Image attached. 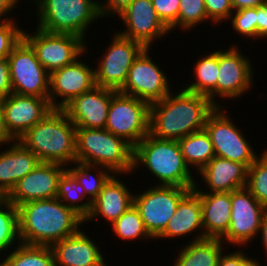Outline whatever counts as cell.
<instances>
[{
    "label": "cell",
    "instance_id": "60d3db41",
    "mask_svg": "<svg viewBox=\"0 0 267 266\" xmlns=\"http://www.w3.org/2000/svg\"><path fill=\"white\" fill-rule=\"evenodd\" d=\"M233 248L232 252L230 250L222 252L217 266H246L253 259V257H249V252L246 253L243 247H241L242 250L240 247L238 249L235 248V251Z\"/></svg>",
    "mask_w": 267,
    "mask_h": 266
},
{
    "label": "cell",
    "instance_id": "4316f807",
    "mask_svg": "<svg viewBox=\"0 0 267 266\" xmlns=\"http://www.w3.org/2000/svg\"><path fill=\"white\" fill-rule=\"evenodd\" d=\"M195 59L194 67L192 68V79L188 83L182 85V88L188 92L202 94L207 96L216 107H225L223 102L217 99V78L219 70V49H212L198 56ZM191 82V83H190ZM190 83V84H189ZM221 103V104H220Z\"/></svg>",
    "mask_w": 267,
    "mask_h": 266
},
{
    "label": "cell",
    "instance_id": "7a4b0ae2",
    "mask_svg": "<svg viewBox=\"0 0 267 266\" xmlns=\"http://www.w3.org/2000/svg\"><path fill=\"white\" fill-rule=\"evenodd\" d=\"M23 244L51 246L83 228L84 219L58 198L34 200L17 207Z\"/></svg>",
    "mask_w": 267,
    "mask_h": 266
},
{
    "label": "cell",
    "instance_id": "5bb4252c",
    "mask_svg": "<svg viewBox=\"0 0 267 266\" xmlns=\"http://www.w3.org/2000/svg\"><path fill=\"white\" fill-rule=\"evenodd\" d=\"M232 44V45H231ZM230 43L219 50V70L217 78V98L224 100L241 99L255 86L254 68L251 57L241 51L242 45ZM223 49V50H222ZM253 85V86H252Z\"/></svg>",
    "mask_w": 267,
    "mask_h": 266
},
{
    "label": "cell",
    "instance_id": "83f0119b",
    "mask_svg": "<svg viewBox=\"0 0 267 266\" xmlns=\"http://www.w3.org/2000/svg\"><path fill=\"white\" fill-rule=\"evenodd\" d=\"M226 246V247H225ZM227 245L219 238H205L187 242L179 247L173 266H217ZM169 264V266H171Z\"/></svg>",
    "mask_w": 267,
    "mask_h": 266
},
{
    "label": "cell",
    "instance_id": "b9f144b4",
    "mask_svg": "<svg viewBox=\"0 0 267 266\" xmlns=\"http://www.w3.org/2000/svg\"><path fill=\"white\" fill-rule=\"evenodd\" d=\"M133 0H99L101 18L107 20L118 16ZM115 15V16H114Z\"/></svg>",
    "mask_w": 267,
    "mask_h": 266
},
{
    "label": "cell",
    "instance_id": "d6986e66",
    "mask_svg": "<svg viewBox=\"0 0 267 266\" xmlns=\"http://www.w3.org/2000/svg\"><path fill=\"white\" fill-rule=\"evenodd\" d=\"M5 125L11 136L18 140L53 110L49 98L9 94L2 99Z\"/></svg>",
    "mask_w": 267,
    "mask_h": 266
},
{
    "label": "cell",
    "instance_id": "4dcf8cb0",
    "mask_svg": "<svg viewBox=\"0 0 267 266\" xmlns=\"http://www.w3.org/2000/svg\"><path fill=\"white\" fill-rule=\"evenodd\" d=\"M67 171L83 187L85 194L93 201L102 190L103 185L113 173L102 166L76 162L67 166Z\"/></svg>",
    "mask_w": 267,
    "mask_h": 266
},
{
    "label": "cell",
    "instance_id": "d590c367",
    "mask_svg": "<svg viewBox=\"0 0 267 266\" xmlns=\"http://www.w3.org/2000/svg\"><path fill=\"white\" fill-rule=\"evenodd\" d=\"M179 4L176 32L177 29L181 33L184 31L190 32L196 30L197 26L210 21L207 16L204 0H180Z\"/></svg>",
    "mask_w": 267,
    "mask_h": 266
},
{
    "label": "cell",
    "instance_id": "f6af8a7d",
    "mask_svg": "<svg viewBox=\"0 0 267 266\" xmlns=\"http://www.w3.org/2000/svg\"><path fill=\"white\" fill-rule=\"evenodd\" d=\"M21 1L23 2V0ZM19 4L21 5L20 0H0V23L17 20L18 16L14 17V15L12 16V14H16V12H14L16 10L21 11V7H19Z\"/></svg>",
    "mask_w": 267,
    "mask_h": 266
},
{
    "label": "cell",
    "instance_id": "2e32d148",
    "mask_svg": "<svg viewBox=\"0 0 267 266\" xmlns=\"http://www.w3.org/2000/svg\"><path fill=\"white\" fill-rule=\"evenodd\" d=\"M88 49L86 47V51L73 63L50 74L48 98L53 109H63L75 97L96 86L94 64L85 62L87 55L91 54Z\"/></svg>",
    "mask_w": 267,
    "mask_h": 266
},
{
    "label": "cell",
    "instance_id": "9c48e42d",
    "mask_svg": "<svg viewBox=\"0 0 267 266\" xmlns=\"http://www.w3.org/2000/svg\"><path fill=\"white\" fill-rule=\"evenodd\" d=\"M23 38L32 46L49 75L73 63L90 46L79 36L51 33L37 26L32 32L24 28Z\"/></svg>",
    "mask_w": 267,
    "mask_h": 266
},
{
    "label": "cell",
    "instance_id": "d6a6232c",
    "mask_svg": "<svg viewBox=\"0 0 267 266\" xmlns=\"http://www.w3.org/2000/svg\"><path fill=\"white\" fill-rule=\"evenodd\" d=\"M109 226L111 227L110 232H113V235L124 241L125 244L127 241L128 243L138 242V240L145 242L148 239L155 241L145 229L139 211L134 205Z\"/></svg>",
    "mask_w": 267,
    "mask_h": 266
},
{
    "label": "cell",
    "instance_id": "c3c4849f",
    "mask_svg": "<svg viewBox=\"0 0 267 266\" xmlns=\"http://www.w3.org/2000/svg\"><path fill=\"white\" fill-rule=\"evenodd\" d=\"M258 239H260L261 241L260 242L262 244L261 248L264 249L263 253L266 255L265 257L267 258V212L263 216L257 240Z\"/></svg>",
    "mask_w": 267,
    "mask_h": 266
},
{
    "label": "cell",
    "instance_id": "f546056e",
    "mask_svg": "<svg viewBox=\"0 0 267 266\" xmlns=\"http://www.w3.org/2000/svg\"><path fill=\"white\" fill-rule=\"evenodd\" d=\"M12 250L2 257L0 266H55L50 246L20 243Z\"/></svg>",
    "mask_w": 267,
    "mask_h": 266
},
{
    "label": "cell",
    "instance_id": "7402d4cb",
    "mask_svg": "<svg viewBox=\"0 0 267 266\" xmlns=\"http://www.w3.org/2000/svg\"><path fill=\"white\" fill-rule=\"evenodd\" d=\"M247 173L248 168L244 164L215 156L197 173L196 179L201 177V184L196 180L192 190L195 193H222L245 188ZM202 182L207 189L204 186L202 189Z\"/></svg>",
    "mask_w": 267,
    "mask_h": 266
},
{
    "label": "cell",
    "instance_id": "ba28073f",
    "mask_svg": "<svg viewBox=\"0 0 267 266\" xmlns=\"http://www.w3.org/2000/svg\"><path fill=\"white\" fill-rule=\"evenodd\" d=\"M134 193L133 205L139 211L145 229L155 240L175 214L180 200L193 188L152 185Z\"/></svg>",
    "mask_w": 267,
    "mask_h": 266
},
{
    "label": "cell",
    "instance_id": "4fadbf2b",
    "mask_svg": "<svg viewBox=\"0 0 267 266\" xmlns=\"http://www.w3.org/2000/svg\"><path fill=\"white\" fill-rule=\"evenodd\" d=\"M7 59L13 93L48 98L50 75L24 38L13 48Z\"/></svg>",
    "mask_w": 267,
    "mask_h": 266
},
{
    "label": "cell",
    "instance_id": "6da1fadb",
    "mask_svg": "<svg viewBox=\"0 0 267 266\" xmlns=\"http://www.w3.org/2000/svg\"><path fill=\"white\" fill-rule=\"evenodd\" d=\"M173 89L150 106L149 134L159 139L180 140L204 130L208 115L216 108L202 94Z\"/></svg>",
    "mask_w": 267,
    "mask_h": 266
},
{
    "label": "cell",
    "instance_id": "277c9868",
    "mask_svg": "<svg viewBox=\"0 0 267 266\" xmlns=\"http://www.w3.org/2000/svg\"><path fill=\"white\" fill-rule=\"evenodd\" d=\"M18 141L41 162L76 163V126L63 109H53Z\"/></svg>",
    "mask_w": 267,
    "mask_h": 266
},
{
    "label": "cell",
    "instance_id": "74e56055",
    "mask_svg": "<svg viewBox=\"0 0 267 266\" xmlns=\"http://www.w3.org/2000/svg\"><path fill=\"white\" fill-rule=\"evenodd\" d=\"M19 25V19L0 23V59L7 58L23 38L24 28Z\"/></svg>",
    "mask_w": 267,
    "mask_h": 266
},
{
    "label": "cell",
    "instance_id": "30bf717a",
    "mask_svg": "<svg viewBox=\"0 0 267 266\" xmlns=\"http://www.w3.org/2000/svg\"><path fill=\"white\" fill-rule=\"evenodd\" d=\"M116 31L94 65V73L96 86L119 91L127 80L133 61L145 47Z\"/></svg>",
    "mask_w": 267,
    "mask_h": 266
},
{
    "label": "cell",
    "instance_id": "7c38bea8",
    "mask_svg": "<svg viewBox=\"0 0 267 266\" xmlns=\"http://www.w3.org/2000/svg\"><path fill=\"white\" fill-rule=\"evenodd\" d=\"M151 51V52H150ZM152 48H144L129 69L127 80L120 93L133 96L148 104L162 100L173 89L168 73L164 72L152 54Z\"/></svg>",
    "mask_w": 267,
    "mask_h": 266
},
{
    "label": "cell",
    "instance_id": "44dd1931",
    "mask_svg": "<svg viewBox=\"0 0 267 266\" xmlns=\"http://www.w3.org/2000/svg\"><path fill=\"white\" fill-rule=\"evenodd\" d=\"M128 176L129 174H124V176L123 174H113L108 179L99 195L93 200L90 213L84 220V224L94 223L95 219L97 221L101 218L104 219V223L107 222V226L110 228L109 225L133 205L134 193L129 190L128 184L120 179L122 177L125 180L129 179Z\"/></svg>",
    "mask_w": 267,
    "mask_h": 266
},
{
    "label": "cell",
    "instance_id": "5b68a950",
    "mask_svg": "<svg viewBox=\"0 0 267 266\" xmlns=\"http://www.w3.org/2000/svg\"><path fill=\"white\" fill-rule=\"evenodd\" d=\"M37 27L61 34L79 36L88 41L87 31L102 21L99 0H32ZM29 2V0L27 1ZM97 21V22H96Z\"/></svg>",
    "mask_w": 267,
    "mask_h": 266
},
{
    "label": "cell",
    "instance_id": "e0dca14e",
    "mask_svg": "<svg viewBox=\"0 0 267 266\" xmlns=\"http://www.w3.org/2000/svg\"><path fill=\"white\" fill-rule=\"evenodd\" d=\"M117 17L123 23V29L117 32L145 48L153 47L155 41L160 42L171 33L157 16L151 0H133Z\"/></svg>",
    "mask_w": 267,
    "mask_h": 266
},
{
    "label": "cell",
    "instance_id": "7dc6e473",
    "mask_svg": "<svg viewBox=\"0 0 267 266\" xmlns=\"http://www.w3.org/2000/svg\"><path fill=\"white\" fill-rule=\"evenodd\" d=\"M234 11L245 8L259 7L267 3V0H231Z\"/></svg>",
    "mask_w": 267,
    "mask_h": 266
},
{
    "label": "cell",
    "instance_id": "d4e9b609",
    "mask_svg": "<svg viewBox=\"0 0 267 266\" xmlns=\"http://www.w3.org/2000/svg\"><path fill=\"white\" fill-rule=\"evenodd\" d=\"M0 149V188L9 194L17 182L41 161L18 140L0 146Z\"/></svg>",
    "mask_w": 267,
    "mask_h": 266
},
{
    "label": "cell",
    "instance_id": "603a6c76",
    "mask_svg": "<svg viewBox=\"0 0 267 266\" xmlns=\"http://www.w3.org/2000/svg\"><path fill=\"white\" fill-rule=\"evenodd\" d=\"M82 229L50 246L55 266H109L101 246Z\"/></svg>",
    "mask_w": 267,
    "mask_h": 266
},
{
    "label": "cell",
    "instance_id": "836d02e7",
    "mask_svg": "<svg viewBox=\"0 0 267 266\" xmlns=\"http://www.w3.org/2000/svg\"><path fill=\"white\" fill-rule=\"evenodd\" d=\"M20 243L18 209L8 201L0 208V260Z\"/></svg>",
    "mask_w": 267,
    "mask_h": 266
},
{
    "label": "cell",
    "instance_id": "ab89813d",
    "mask_svg": "<svg viewBox=\"0 0 267 266\" xmlns=\"http://www.w3.org/2000/svg\"><path fill=\"white\" fill-rule=\"evenodd\" d=\"M157 16L171 33L176 30L180 0H151Z\"/></svg>",
    "mask_w": 267,
    "mask_h": 266
},
{
    "label": "cell",
    "instance_id": "8d00e7d4",
    "mask_svg": "<svg viewBox=\"0 0 267 266\" xmlns=\"http://www.w3.org/2000/svg\"><path fill=\"white\" fill-rule=\"evenodd\" d=\"M230 28L239 37L246 40H256V7L234 11L229 20ZM232 25V26H231ZM241 35V36H240ZM249 38V39H247Z\"/></svg>",
    "mask_w": 267,
    "mask_h": 266
},
{
    "label": "cell",
    "instance_id": "f1b7e54d",
    "mask_svg": "<svg viewBox=\"0 0 267 266\" xmlns=\"http://www.w3.org/2000/svg\"><path fill=\"white\" fill-rule=\"evenodd\" d=\"M178 143L186 164L195 174L215 157L211 138L205 129L183 137Z\"/></svg>",
    "mask_w": 267,
    "mask_h": 266
},
{
    "label": "cell",
    "instance_id": "8992f818",
    "mask_svg": "<svg viewBox=\"0 0 267 266\" xmlns=\"http://www.w3.org/2000/svg\"><path fill=\"white\" fill-rule=\"evenodd\" d=\"M76 162L133 175L134 147L106 129L76 127Z\"/></svg>",
    "mask_w": 267,
    "mask_h": 266
},
{
    "label": "cell",
    "instance_id": "681fc988",
    "mask_svg": "<svg viewBox=\"0 0 267 266\" xmlns=\"http://www.w3.org/2000/svg\"><path fill=\"white\" fill-rule=\"evenodd\" d=\"M9 201V194L0 188V208H2Z\"/></svg>",
    "mask_w": 267,
    "mask_h": 266
},
{
    "label": "cell",
    "instance_id": "ac0fdd59",
    "mask_svg": "<svg viewBox=\"0 0 267 266\" xmlns=\"http://www.w3.org/2000/svg\"><path fill=\"white\" fill-rule=\"evenodd\" d=\"M66 170L67 166L60 163L40 162L17 182L9 193V201L18 207L29 201L56 198L59 179Z\"/></svg>",
    "mask_w": 267,
    "mask_h": 266
},
{
    "label": "cell",
    "instance_id": "ffe728a7",
    "mask_svg": "<svg viewBox=\"0 0 267 266\" xmlns=\"http://www.w3.org/2000/svg\"><path fill=\"white\" fill-rule=\"evenodd\" d=\"M116 92L95 86L75 97L63 110L76 127L105 129L111 98Z\"/></svg>",
    "mask_w": 267,
    "mask_h": 266
},
{
    "label": "cell",
    "instance_id": "f35d334b",
    "mask_svg": "<svg viewBox=\"0 0 267 266\" xmlns=\"http://www.w3.org/2000/svg\"><path fill=\"white\" fill-rule=\"evenodd\" d=\"M204 4L210 20L209 23L212 22L213 29L215 25L217 27L221 26L220 23H228L231 14L234 12L231 0H204Z\"/></svg>",
    "mask_w": 267,
    "mask_h": 266
},
{
    "label": "cell",
    "instance_id": "7bdbcfd3",
    "mask_svg": "<svg viewBox=\"0 0 267 266\" xmlns=\"http://www.w3.org/2000/svg\"><path fill=\"white\" fill-rule=\"evenodd\" d=\"M12 93L9 62L7 58L0 59V100Z\"/></svg>",
    "mask_w": 267,
    "mask_h": 266
},
{
    "label": "cell",
    "instance_id": "e575fe53",
    "mask_svg": "<svg viewBox=\"0 0 267 266\" xmlns=\"http://www.w3.org/2000/svg\"><path fill=\"white\" fill-rule=\"evenodd\" d=\"M264 150L248 168L245 188L267 208V148Z\"/></svg>",
    "mask_w": 267,
    "mask_h": 266
},
{
    "label": "cell",
    "instance_id": "52a82bcc",
    "mask_svg": "<svg viewBox=\"0 0 267 266\" xmlns=\"http://www.w3.org/2000/svg\"><path fill=\"white\" fill-rule=\"evenodd\" d=\"M228 112L227 107H216L208 115L204 129L211 138L216 157L239 162L249 168L258 157V152Z\"/></svg>",
    "mask_w": 267,
    "mask_h": 266
},
{
    "label": "cell",
    "instance_id": "3957f363",
    "mask_svg": "<svg viewBox=\"0 0 267 266\" xmlns=\"http://www.w3.org/2000/svg\"><path fill=\"white\" fill-rule=\"evenodd\" d=\"M146 168L156 180L153 185L194 188L196 174L186 164L178 141L146 135L134 147V174ZM194 175V176H193ZM155 178V179H154Z\"/></svg>",
    "mask_w": 267,
    "mask_h": 266
},
{
    "label": "cell",
    "instance_id": "9a60e30c",
    "mask_svg": "<svg viewBox=\"0 0 267 266\" xmlns=\"http://www.w3.org/2000/svg\"><path fill=\"white\" fill-rule=\"evenodd\" d=\"M267 208L246 189L231 192V222L221 240L227 247H246L257 239Z\"/></svg>",
    "mask_w": 267,
    "mask_h": 266
},
{
    "label": "cell",
    "instance_id": "bcb514c9",
    "mask_svg": "<svg viewBox=\"0 0 267 266\" xmlns=\"http://www.w3.org/2000/svg\"><path fill=\"white\" fill-rule=\"evenodd\" d=\"M14 141L15 139L6 128L2 101L0 100V146L7 145Z\"/></svg>",
    "mask_w": 267,
    "mask_h": 266
},
{
    "label": "cell",
    "instance_id": "8fae6325",
    "mask_svg": "<svg viewBox=\"0 0 267 266\" xmlns=\"http://www.w3.org/2000/svg\"><path fill=\"white\" fill-rule=\"evenodd\" d=\"M150 106L117 91L111 98L105 129L135 147L149 134Z\"/></svg>",
    "mask_w": 267,
    "mask_h": 266
},
{
    "label": "cell",
    "instance_id": "ee69618b",
    "mask_svg": "<svg viewBox=\"0 0 267 266\" xmlns=\"http://www.w3.org/2000/svg\"><path fill=\"white\" fill-rule=\"evenodd\" d=\"M256 38L267 39V3L256 7Z\"/></svg>",
    "mask_w": 267,
    "mask_h": 266
},
{
    "label": "cell",
    "instance_id": "484cf974",
    "mask_svg": "<svg viewBox=\"0 0 267 266\" xmlns=\"http://www.w3.org/2000/svg\"><path fill=\"white\" fill-rule=\"evenodd\" d=\"M196 194L202 206L204 236L221 239L231 222V192Z\"/></svg>",
    "mask_w": 267,
    "mask_h": 266
},
{
    "label": "cell",
    "instance_id": "1f68e13d",
    "mask_svg": "<svg viewBox=\"0 0 267 266\" xmlns=\"http://www.w3.org/2000/svg\"><path fill=\"white\" fill-rule=\"evenodd\" d=\"M56 198L65 206L74 210L84 220L89 215L93 202L85 194L83 187L67 170L59 179Z\"/></svg>",
    "mask_w": 267,
    "mask_h": 266
},
{
    "label": "cell",
    "instance_id": "f907efd6",
    "mask_svg": "<svg viewBox=\"0 0 267 266\" xmlns=\"http://www.w3.org/2000/svg\"><path fill=\"white\" fill-rule=\"evenodd\" d=\"M246 266H262L261 262L255 257Z\"/></svg>",
    "mask_w": 267,
    "mask_h": 266
},
{
    "label": "cell",
    "instance_id": "cb8c5ba5",
    "mask_svg": "<svg viewBox=\"0 0 267 266\" xmlns=\"http://www.w3.org/2000/svg\"><path fill=\"white\" fill-rule=\"evenodd\" d=\"M193 242L205 239L202 225V206L199 196L190 190L178 203L175 214L169 220L165 230L155 239H187ZM186 236V237H185ZM185 237V238H184Z\"/></svg>",
    "mask_w": 267,
    "mask_h": 266
}]
</instances>
